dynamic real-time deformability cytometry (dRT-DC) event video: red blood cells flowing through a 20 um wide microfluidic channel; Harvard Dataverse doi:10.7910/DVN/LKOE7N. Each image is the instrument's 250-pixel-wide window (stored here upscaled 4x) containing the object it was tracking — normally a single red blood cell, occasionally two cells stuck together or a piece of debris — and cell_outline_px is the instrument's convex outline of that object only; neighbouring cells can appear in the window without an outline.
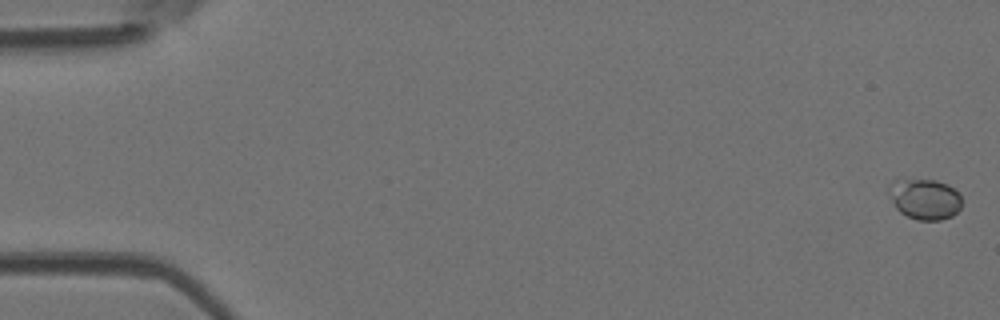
{"species": "Egyptian fruit bat (a non-hibernating species)", "species_latin": "Rousettus aegyptiacus", "temperature_condition": "room temperature", "stored_images_in_passage": 53, "camera_frame_rate_fps": 3000, "um_per_image_px": 0.085, "animal": {"sex": "female"}, "frame": {"image": 1, "passage_image": 1, "time_ms": 0.0, "image_size_px": [1000, 320], "cell_outline_px": [[960, 208], [952, 216], [940, 220], [916, 220], [900, 212], [896, 208], [892, 200], [888, 188], [888, 184], [892, 180], [900, 176], [936, 180], [948, 184], [960, 196]], "centroid_in_image_um": [78.53, 16.86], "position_along_channel_um": 6.5, "area_um2": 17.74}}
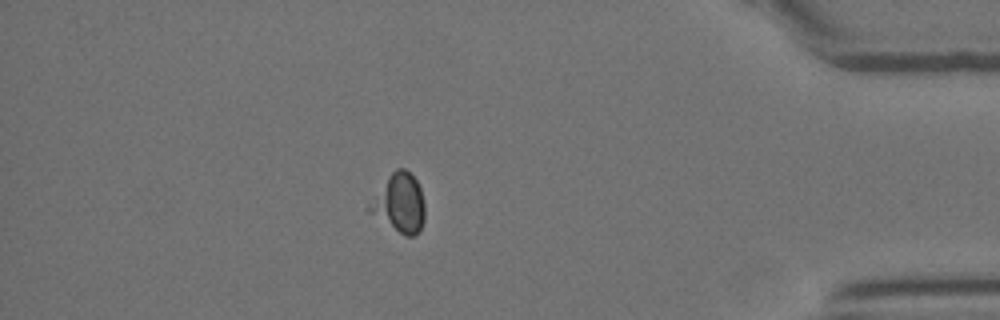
{"frame": {"image": 2, "passage_image": 46, "time_ms": 15.0, "image_size_px": [1000, 320], "cell_outline_px": [[424, 220], [420, 232], [416, 236], [404, 236], [368, 212], [368, 204], [388, 176], [396, 168], [404, 168], [416, 180], [420, 188], [424, 204]], "centroid_in_image_um": [33.96, 17.3], "position_along_channel_um": 401.2, "area_um2": 18.84}}
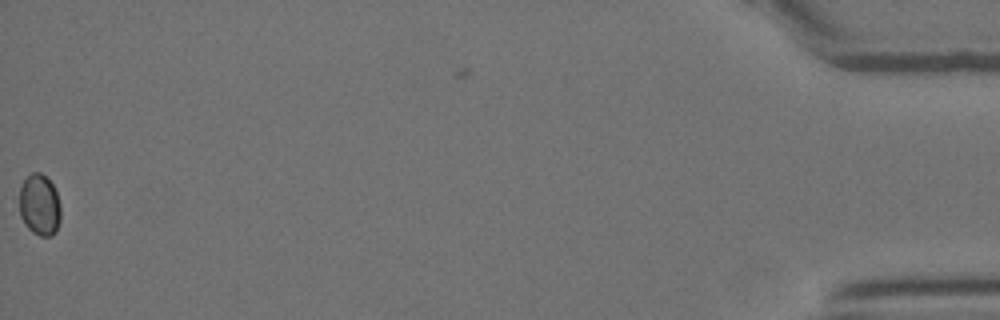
{"frame": {"image": 3, "passage_image": 53, "time_ms": 17.333, "image_size_px": [1000, 320], "cell_outline_px": [[60, 220], [56, 232], [52, 236], [40, 236], [32, 232], [24, 224], [20, 216], [20, 188], [24, 180], [32, 172], [40, 172], [52, 184], [56, 192], [60, 204]], "centroid_in_image_um": [3.36, 17.45], "position_along_channel_um": 431.8, "area_um2": 14.8}}